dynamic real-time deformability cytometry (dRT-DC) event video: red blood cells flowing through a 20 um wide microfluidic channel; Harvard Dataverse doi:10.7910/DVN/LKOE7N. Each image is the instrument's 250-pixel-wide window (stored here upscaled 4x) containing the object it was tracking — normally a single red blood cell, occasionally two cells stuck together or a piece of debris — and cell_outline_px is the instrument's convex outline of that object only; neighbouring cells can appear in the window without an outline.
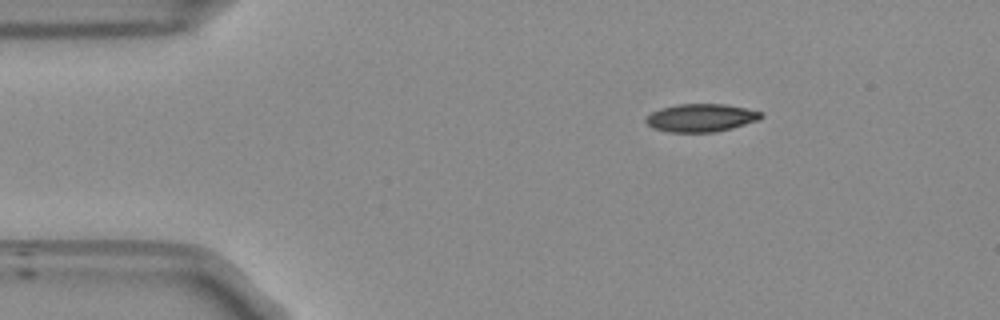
{"species": "Egyptian fruit bat (a non-hibernating species)", "species_latin": "Rousettus aegyptiacus", "temperature_condition": "room temperature", "stored_images_in_passage": 45, "camera_frame_rate_fps": 3000, "um_per_image_px": 0.085, "frame": {"image": 1, "passage_image": 1, "time_ms": 0.0, "image_size_px": [1000, 320], "cell_outline_px": [[764, 116], [760, 120], [732, 128], [716, 132], [668, 132], [652, 128], [644, 120], [644, 116], [660, 108], [680, 104], [724, 104], [764, 112]], "centroid_in_image_um": [59.58, 10.02], "position_along_channel_um": 25.4, "area_um2": 18.96}}
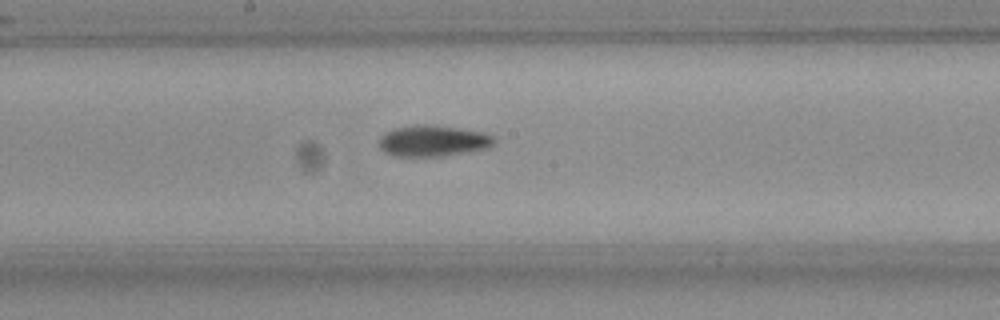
{"frame": {"image": 2, "passage_image": 20, "time_ms": 6.333, "image_size_px": [1000, 320], "cell_outline_px": [[496, 140], [488, 148], [444, 156], [396, 156], [384, 152], [380, 148], [380, 136], [396, 128], [416, 124], [436, 124], [484, 132], [492, 136]], "centroid_in_image_um": [36.82, 11.96], "position_along_channel_um": 211.4, "area_um2": 20.92}}
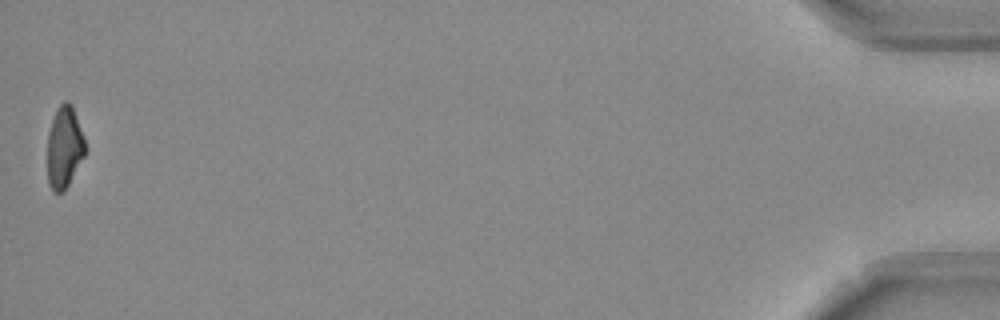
{"frame": {"image": 3, "passage_image": 45, "time_ms": 14.667, "image_size_px": [1000, 320], "cell_outline_px": [[84, 156], [64, 192], [52, 192], [48, 184], [48, 132], [56, 108], [64, 100], [68, 100], [72, 104], [84, 136]], "centroid_in_image_um": [5.46, 12.5], "position_along_channel_um": 429.7, "area_um2": 18.03}, "authors_computed_cell_mechanics": {"area_um2": 19.3052, "velocity_mm_per_s": 3.8433, "shape_relaxation_time_tau1_ms": 3.194, "shape_relaxation_time_tau2_ms": 4.9351, "deformation_change_tau1": 0.1368, "deformation_change_tau2": 0.1275}}